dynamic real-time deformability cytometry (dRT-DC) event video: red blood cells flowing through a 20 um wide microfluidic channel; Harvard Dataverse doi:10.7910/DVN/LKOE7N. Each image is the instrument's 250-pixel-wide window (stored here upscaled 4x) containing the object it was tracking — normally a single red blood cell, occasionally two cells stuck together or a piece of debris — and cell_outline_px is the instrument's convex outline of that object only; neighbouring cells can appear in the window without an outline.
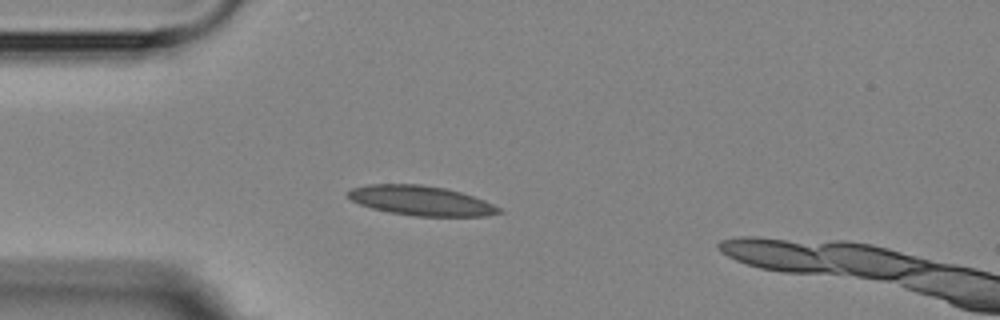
{"species": "Egyptian fruit bat (a non-hibernating species)", "species_latin": "Rousettus aegyptiacus", "temperature_condition": "room temperature", "stored_images_in_passage": 2, "camera_frame_rate_fps": 3000, "um_per_image_px": 0.085, "animal": {"sex": "female"}, "frame": {"image": 1, "passage_image": 1, "time_ms": 0.0, "image_size_px": [1000, 320], "cell_outline_px": [[504, 212], [484, 216], [412, 216], [388, 212], [372, 208], [360, 204], [352, 200], [348, 196], [348, 192], [352, 188], [368, 184], [420, 184], [448, 188], [484, 200], [500, 208]], "centroid_in_image_um": [35.79, 17.05], "position_along_channel_um": 49.2, "area_um2": 26.07}}